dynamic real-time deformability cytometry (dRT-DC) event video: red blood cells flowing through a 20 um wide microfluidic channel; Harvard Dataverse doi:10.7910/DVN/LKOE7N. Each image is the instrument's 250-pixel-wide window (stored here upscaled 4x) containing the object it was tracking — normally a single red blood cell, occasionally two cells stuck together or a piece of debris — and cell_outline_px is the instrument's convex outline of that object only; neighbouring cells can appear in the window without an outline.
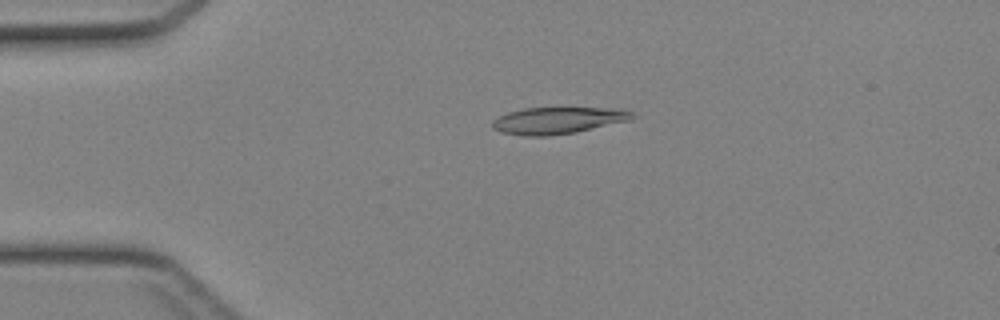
{"species": "Egyptian fruit bat (a non-hibernating species)", "species_latin": "Rousettus aegyptiacus", "temperature_condition": "cold", "stored_images_in_passage": 44, "camera_frame_rate_fps": 3000, "um_per_image_px": 0.085, "animal": {"sex": "female"}, "frame": {"image": 1, "passage_image": 10, "time_ms": 3.0, "image_size_px": [1000, 320], "cell_outline_px": [[636, 116], [628, 120], [576, 132], [548, 136], [524, 136], [500, 132], [492, 128], [492, 120], [508, 112], [524, 108], [620, 108], [632, 112]], "centroid_in_image_um": [47.38, 10.24], "position_along_channel_um": 37.6, "area_um2": 21.73}}
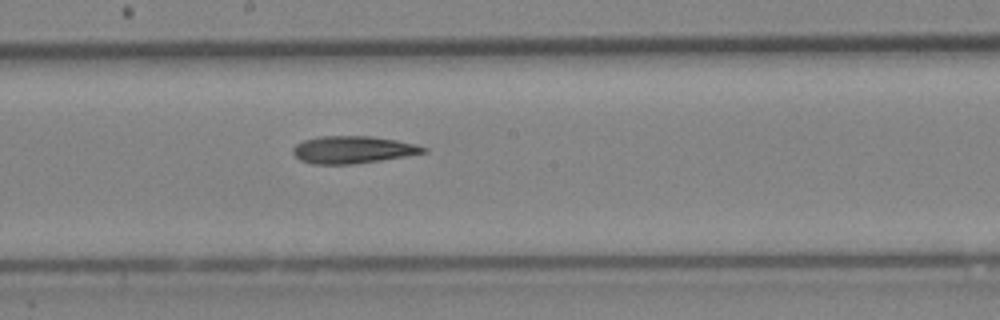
{"frame": {"image": 2, "passage_image": 24, "time_ms": 7.667, "image_size_px": [1000, 320], "cell_outline_px": [[428, 148], [424, 152], [404, 156], [380, 160], [352, 164], [312, 164], [300, 160], [292, 152], [292, 148], [296, 144], [304, 140], [320, 136], [372, 136], [396, 140], [416, 144]], "centroid_in_image_um": [29.95, 12.72], "position_along_channel_um": 218.3, "area_um2": 20.63}}
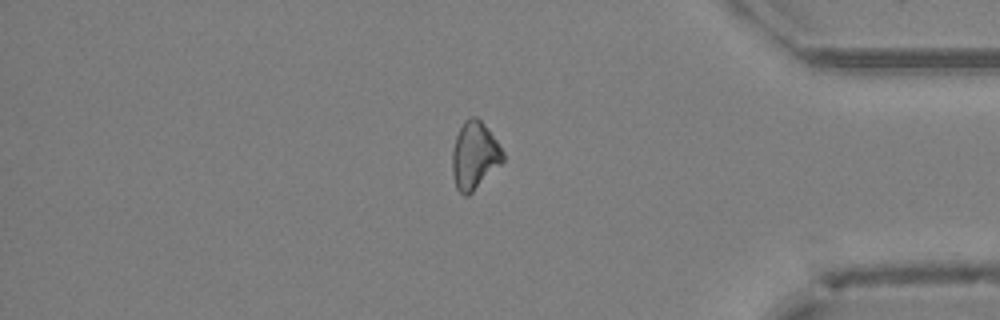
{"frame": {"image": 3, "passage_image": 37, "time_ms": 12.0, "image_size_px": [1000, 320], "cell_outline_px": [[504, 160], [468, 196], [464, 196], [456, 188], [452, 176], [452, 148], [456, 136], [464, 120], [472, 116], [476, 116], [480, 120], [496, 140], [504, 152]], "centroid_in_image_um": [40.3, 13.22], "position_along_channel_um": 394.9, "area_um2": 19.77}}